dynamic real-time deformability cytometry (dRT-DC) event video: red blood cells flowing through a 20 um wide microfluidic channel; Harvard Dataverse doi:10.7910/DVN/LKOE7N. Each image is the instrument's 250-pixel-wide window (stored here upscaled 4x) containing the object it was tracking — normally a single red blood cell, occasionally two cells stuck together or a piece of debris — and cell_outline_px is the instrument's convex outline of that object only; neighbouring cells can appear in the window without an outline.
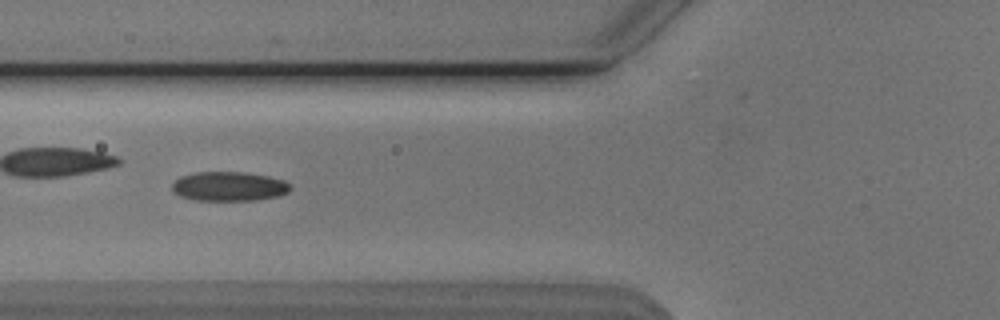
{"species": "Egyptian fruit bat (a non-hibernating species)", "species_latin": "Rousettus aegyptiacus", "temperature_condition": "cold", "stored_images_in_passage": 37, "camera_frame_rate_fps": 3000, "um_per_image_px": 0.085, "animal": {"sex": "male"}, "frame": {"image": 1, "passage_image": 12, "time_ms": 3.667, "image_size_px": [1000, 320], "cell_outline_px": [[292, 188], [288, 192], [276, 196], [256, 200], [196, 200], [180, 196], [172, 192], [172, 184], [180, 176], [196, 172], [244, 172], [268, 176], [284, 180]], "centroid_in_image_um": [19.44, 15.84], "position_along_channel_um": 106.4, "area_um2": 20.17}}
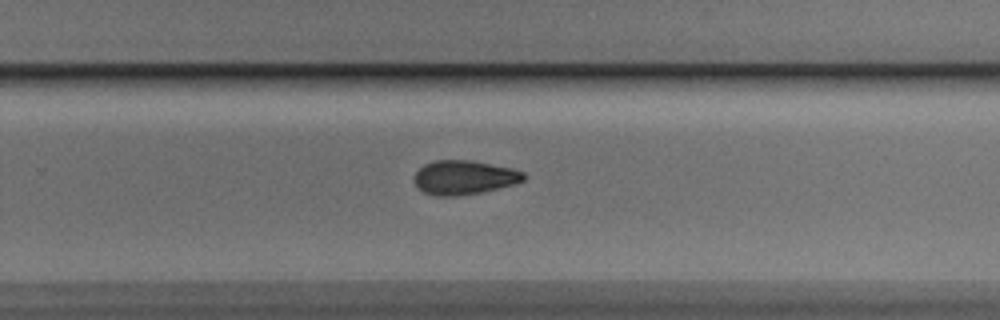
{"frame": {"image": 2, "passage_image": 24, "time_ms": 7.667, "image_size_px": [1000, 320], "cell_outline_px": [[524, 180], [516, 184], [480, 192], [456, 196], [436, 196], [424, 192], [412, 180], [416, 172], [424, 164], [436, 160], [472, 160], [512, 168], [524, 172]], "centroid_in_image_um": [39.45, 15.08], "position_along_channel_um": 290.4, "area_um2": 21.73}}
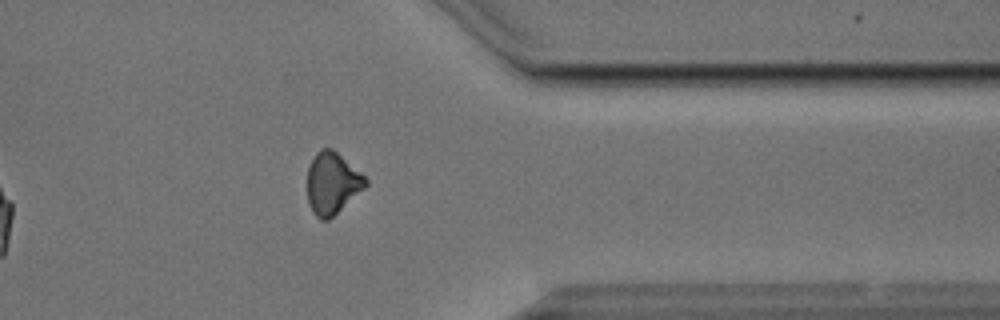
{"frame": {"image": 3, "passage_image": 32, "time_ms": 10.333, "image_size_px": [1000, 320], "cell_outline_px": [[368, 184], [364, 188], [328, 220], [320, 220], [312, 212], [308, 204], [308, 168], [316, 152], [320, 148], [332, 148], [360, 172], [368, 180]], "centroid_in_image_um": [28.22, 15.57], "position_along_channel_um": 383.2, "area_um2": 20.69}, "authors_computed_cell_mechanics": {"area_um2": 20.6924, "velocity_mm_per_s": 3.8277, "shape_relaxation_time_tau1_ms": 6.1168, "shape_relaxation_time_tau2_ms": 3.3101, "deformation_change_tau1": 0.1316, "deformation_change_tau2": 0.0897}}